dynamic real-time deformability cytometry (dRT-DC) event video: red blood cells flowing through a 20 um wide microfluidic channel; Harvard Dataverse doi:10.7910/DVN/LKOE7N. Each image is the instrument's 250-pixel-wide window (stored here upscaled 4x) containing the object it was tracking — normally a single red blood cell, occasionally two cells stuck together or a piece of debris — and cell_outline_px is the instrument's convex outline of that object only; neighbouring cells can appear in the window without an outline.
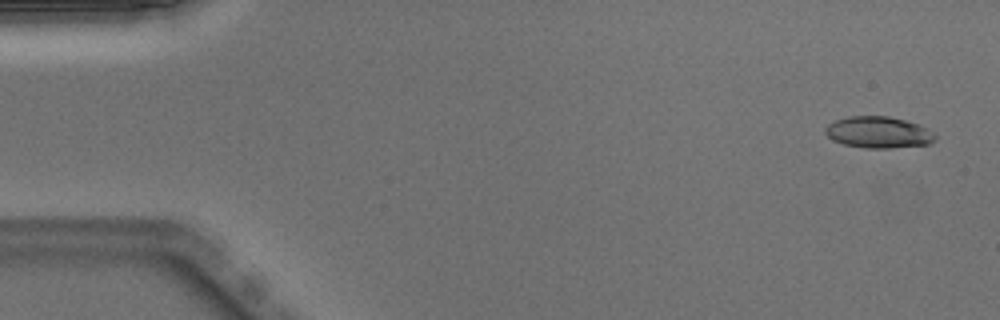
{"species": "Egyptian fruit bat (a non-hibernating species)", "species_latin": "Rousettus aegyptiacus", "temperature_condition": "warm", "stored_images_in_passage": 50, "camera_frame_rate_fps": 3000, "um_per_image_px": 0.085, "animal": {"sex": "male"}, "frame": {"image": 1, "passage_image": 2, "time_ms": 0.333, "image_size_px": [1000, 320], "cell_outline_px": [[936, 140], [928, 144], [888, 148], [864, 148], [844, 144], [832, 140], [824, 132], [824, 128], [828, 124], [836, 120], [848, 116], [888, 116], [920, 124], [928, 128], [936, 136]], "centroid_in_image_um": [74.66, 11.24], "position_along_channel_um": 10.3, "area_um2": 20.23}}
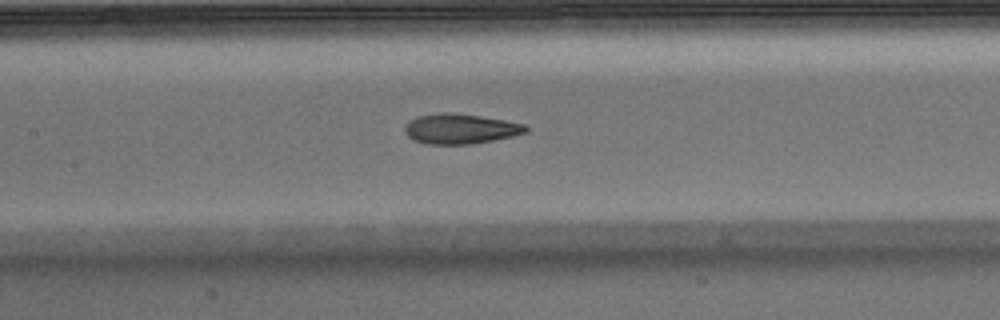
{"frame": {"image": 2, "passage_image": 23, "time_ms": 7.333, "image_size_px": [1000, 320], "cell_outline_px": [[528, 132], [512, 136], [472, 144], [428, 144], [412, 140], [404, 132], [404, 128], [408, 120], [416, 116], [440, 112], [452, 112], [480, 116], [504, 120], [524, 124], [528, 128]], "centroid_in_image_um": [39.08, 10.94], "position_along_channel_um": 168.3, "area_um2": 21.33}}
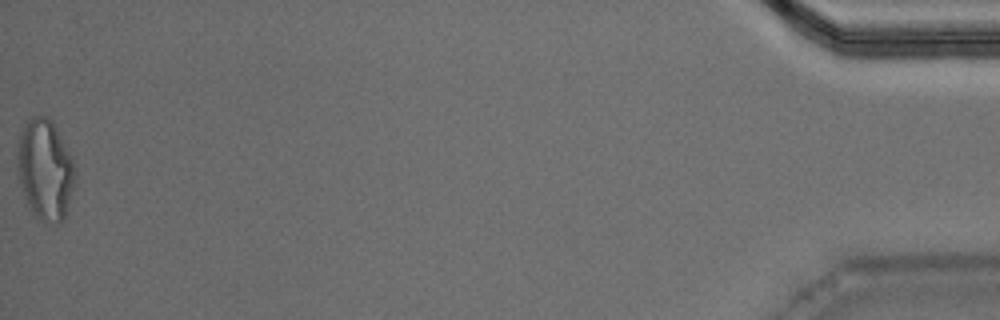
{"frame": {"image": 3, "passage_image": 50, "time_ms": 16.333, "image_size_px": [1000, 320], "cell_outline_px": [[76, 176], [68, 212], [64, 220], [60, 224], [56, 224], [40, 220], [28, 208], [16, 172], [16, 144], [20, 132], [28, 116], [48, 116], [52, 120], [72, 160], [76, 172]], "centroid_in_image_um": [3.8, 14.43], "position_along_channel_um": 431.4, "area_um2": 34.68}, "authors_computed_cell_mechanics": {"area_um2": 21.2993, "velocity_mm_per_s": 4.0242, "shape_relaxation_time_tau1_ms": 5.7724, "shape_relaxation_time_tau2_ms": 1.8217, "deformation_change_tau1": 0.2319, "deformation_change_tau2": 0.1048}}